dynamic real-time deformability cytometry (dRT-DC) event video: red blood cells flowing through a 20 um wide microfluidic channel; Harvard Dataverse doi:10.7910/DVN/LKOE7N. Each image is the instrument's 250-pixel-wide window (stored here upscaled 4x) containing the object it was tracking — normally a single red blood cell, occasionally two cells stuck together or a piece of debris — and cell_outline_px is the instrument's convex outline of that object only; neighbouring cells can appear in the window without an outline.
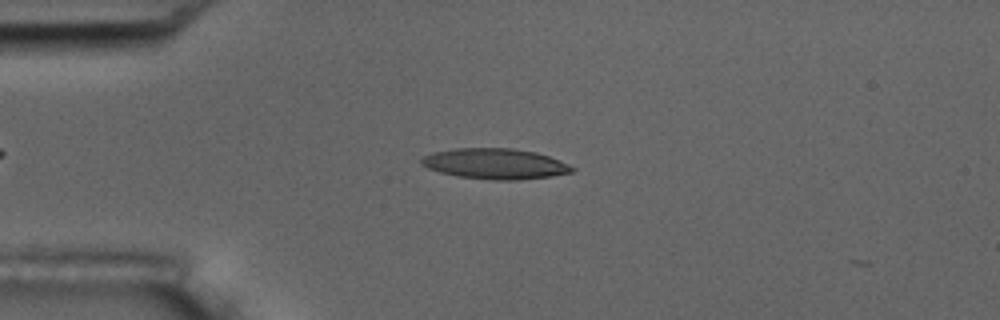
{"species": "common noctule bat (a hibernating species)", "species_latin": "Nyctalus noctula", "temperature_condition": "room temperature", "stored_images_in_passage": 4, "camera_frame_rate_fps": 3000, "um_per_image_px": 0.085, "animal": {"sex": "male", "body_mass_g": 17.5, "forearm_length_mm": 52.3}, "frame": {"image": 1, "passage_image": 3, "time_ms": 2.333, "image_size_px": [1000, 320], "cell_outline_px": [[576, 168], [572, 172], [552, 176], [516, 180], [492, 180], [456, 176], [440, 172], [428, 168], [420, 164], [420, 160], [424, 156], [432, 152], [456, 148], [512, 148], [536, 152], [548, 156], [568, 164]], "centroid_in_image_um": [42.07, 13.92], "position_along_channel_um": 42.9, "area_um2": 26.88}}